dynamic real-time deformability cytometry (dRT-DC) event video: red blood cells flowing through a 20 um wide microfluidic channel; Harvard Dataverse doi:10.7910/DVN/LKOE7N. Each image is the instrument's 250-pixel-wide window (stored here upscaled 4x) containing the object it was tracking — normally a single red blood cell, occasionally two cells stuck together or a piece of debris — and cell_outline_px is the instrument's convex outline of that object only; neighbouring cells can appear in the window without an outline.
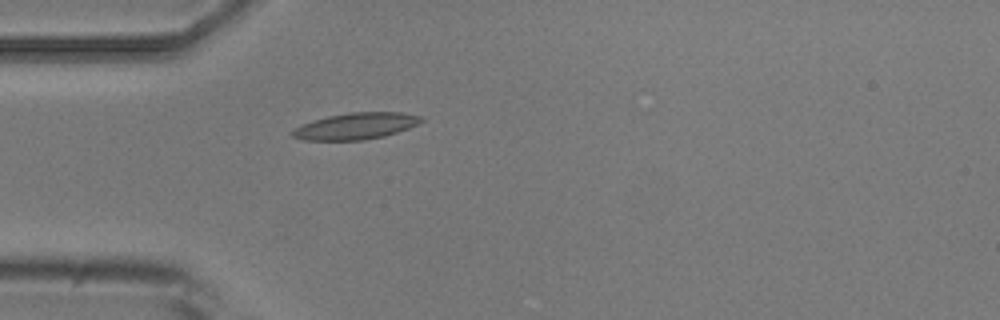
{"species": "common noctule bat (a hibernating species)", "species_latin": "Nyctalus noctula", "temperature_condition": "room temperature", "stored_images_in_passage": 5, "camera_frame_rate_fps": 3000, "um_per_image_px": 0.085, "animal": {"sex": "male", "body_mass_g": 20.5, "forearm_length_mm": 52.5}, "frame": {"image": 1, "passage_image": 5, "time_ms": 4.667, "image_size_px": [1000, 320], "cell_outline_px": [[424, 120], [408, 128], [384, 136], [364, 140], [304, 140], [292, 136], [288, 132], [312, 120], [328, 116], [348, 112], [400, 112], [420, 116]], "centroid_in_image_um": [30.21, 10.71], "position_along_channel_um": 54.8, "area_um2": 19.77}}